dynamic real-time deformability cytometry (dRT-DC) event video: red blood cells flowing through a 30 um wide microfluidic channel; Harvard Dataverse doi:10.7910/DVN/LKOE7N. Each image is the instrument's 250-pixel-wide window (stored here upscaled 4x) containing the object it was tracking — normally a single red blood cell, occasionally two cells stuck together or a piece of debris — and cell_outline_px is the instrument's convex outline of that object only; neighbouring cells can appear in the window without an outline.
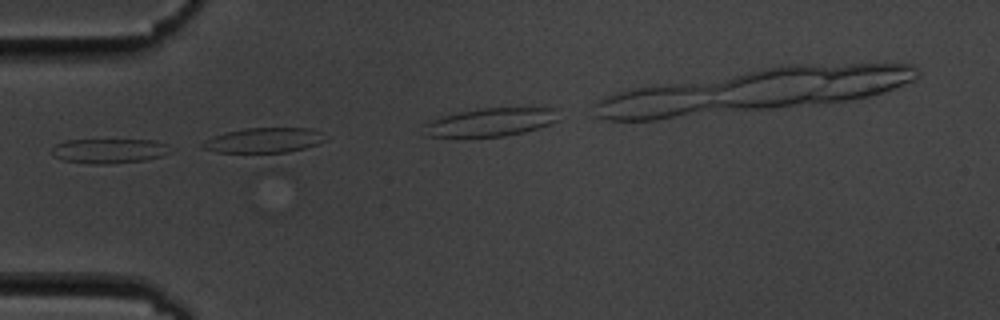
{"species": "common noctule bat (a hibernating species)", "species_latin": "Nyctalus noctula", "temperature_condition": "cold", "stored_images_in_passage": 5, "camera_frame_rate_fps": 3000, "um_per_image_px": 0.085, "animal": {"sex": "male", "body_mass_g": 19.5, "forearm_length_mm": 54.6}, "frame": {"image": 1, "passage_image": 1, "time_ms": 0.0, "image_size_px": [1000, 320], "cell_outline_px": [[176, 148], [172, 152], [164, 156], [144, 160], [108, 164], [88, 164], [64, 160], [52, 156], [52, 148], [56, 144], [64, 140], [156, 140], [168, 144]], "centroid_in_image_um": [9.36, 12.82], "position_along_channel_um": 75.6, "area_um2": 17.46}}